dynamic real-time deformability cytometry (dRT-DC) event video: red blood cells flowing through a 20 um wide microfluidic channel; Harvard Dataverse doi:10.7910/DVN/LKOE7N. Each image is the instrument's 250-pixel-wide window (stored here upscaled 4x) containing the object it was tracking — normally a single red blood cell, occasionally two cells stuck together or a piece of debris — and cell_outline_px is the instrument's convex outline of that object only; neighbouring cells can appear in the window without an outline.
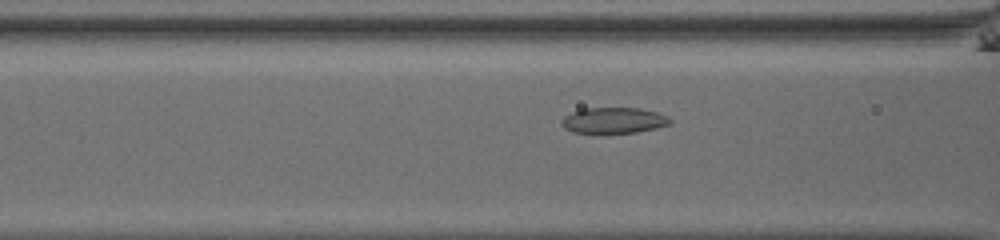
{"species": "common noctule bat (a hibernating species)", "species_latin": "Nyctalus noctula", "temperature_condition": "room temperature", "stored_images_in_passage": 55, "camera_frame_rate_fps": 3000, "um_per_image_px": 0.085, "animal": {"sex": "male", "body_mass_g": 13.0, "forearm_length_mm": 53.1}, "frame": {"image": 1, "passage_image": 25, "time_ms": 8.0, "image_size_px": [1000, 240], "cell_outline_px": [[672, 124], [656, 128], [636, 132], [600, 136], [572, 132], [564, 128], [560, 124], [560, 120], [564, 116], [572, 112], [584, 108], [640, 108], [656, 112], [668, 116], [672, 120]], "centroid_in_image_um": [52.12, 10.28], "position_along_channel_um": 114.5, "area_um2": 17.22}}
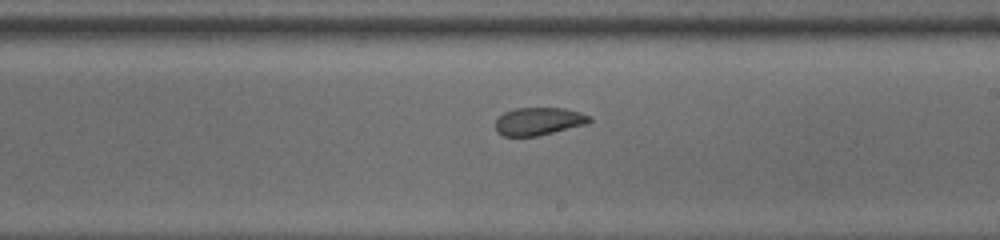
{"frame": {"image": 2, "passage_image": 35, "time_ms": 11.333, "image_size_px": [1000, 240], "cell_outline_px": [[592, 120], [588, 124], [536, 136], [504, 136], [496, 132], [496, 120], [504, 112], [516, 108], [564, 108], [580, 112], [592, 116]], "centroid_in_image_um": [45.82, 10.31], "position_along_channel_um": 243.2, "area_um2": 15.26}}
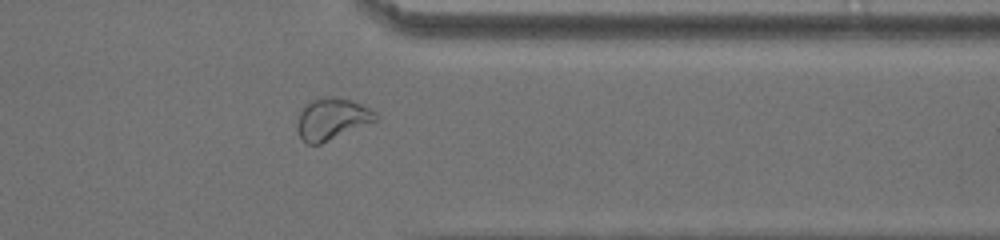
{"frame": {"image": 3, "passage_image": 46, "time_ms": 15.0, "image_size_px": [1000, 240], "cell_outline_px": [[380, 116], [376, 120], [320, 144], [308, 144], [300, 136], [296, 128], [296, 124], [300, 112], [304, 104], [308, 100], [332, 96], [352, 100], [376, 112]], "centroid_in_image_um": [28.18, 10.09], "position_along_channel_um": 383.2, "area_um2": 18.9}, "authors_computed_cell_mechanics": {"area_um2": 18.496, "velocity_mm_per_s": 3.8525, "shape_relaxation_time_tau1_ms": null, "shape_relaxation_time_tau2_ms": 5.9533, "deformation_change_tau1": null, "deformation_change_tau2": 0.0512}}